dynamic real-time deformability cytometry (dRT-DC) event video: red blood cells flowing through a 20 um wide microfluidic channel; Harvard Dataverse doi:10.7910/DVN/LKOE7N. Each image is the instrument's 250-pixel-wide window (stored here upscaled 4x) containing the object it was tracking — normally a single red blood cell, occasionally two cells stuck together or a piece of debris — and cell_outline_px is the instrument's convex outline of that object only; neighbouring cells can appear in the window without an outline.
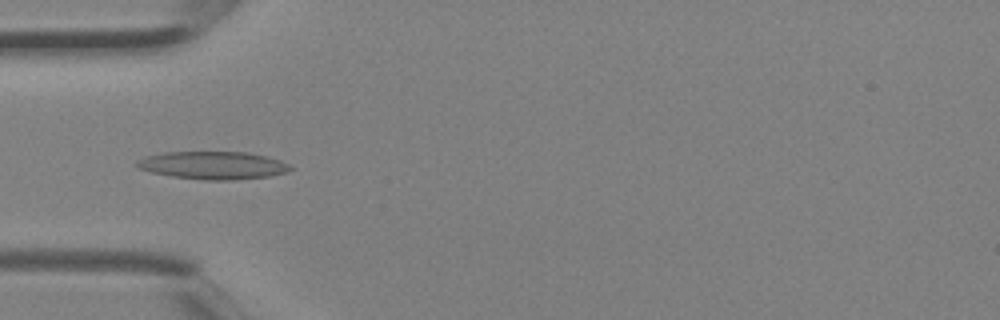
{"species": "Egyptian fruit bat (a non-hibernating species)", "species_latin": "Rousettus aegyptiacus", "temperature_condition": "room temperature", "stored_images_in_passage": 3, "camera_frame_rate_fps": 3000, "um_per_image_px": 0.085, "animal": {"sex": "female"}, "frame": {"image": 1, "passage_image": 3, "time_ms": 0.667, "image_size_px": [1000, 320], "cell_outline_px": [[296, 168], [284, 172], [268, 176], [232, 180], [204, 180], [172, 176], [152, 172], [140, 168], [136, 164], [136, 160], [144, 156], [164, 152], [248, 152], [268, 156], [280, 160]], "centroid_in_image_um": [18.12, 14.04], "position_along_channel_um": 66.9, "area_um2": 24.85}}